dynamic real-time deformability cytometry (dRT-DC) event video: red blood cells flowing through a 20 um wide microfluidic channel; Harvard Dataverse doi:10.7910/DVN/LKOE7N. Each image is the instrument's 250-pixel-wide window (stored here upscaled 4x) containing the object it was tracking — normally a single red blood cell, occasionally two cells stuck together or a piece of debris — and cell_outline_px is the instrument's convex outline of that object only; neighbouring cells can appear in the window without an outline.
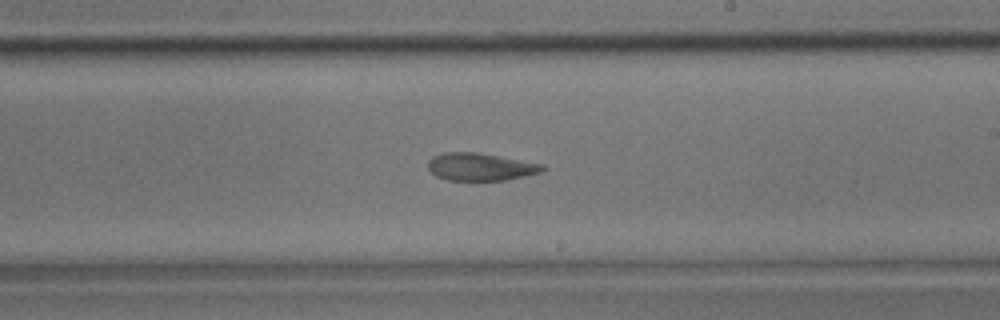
{"species": "common noctule bat (a hibernating species)", "species_latin": "Nyctalus noctula", "temperature_condition": "room temperature", "stored_images_in_passage": 25, "camera_frame_rate_fps": 3000, "um_per_image_px": 0.085, "animal": {"sex": "male", "body_mass_g": 17.9}, "frame": {"image": 1, "passage_image": 11, "time_ms": 3.333, "image_size_px": [1000, 320], "cell_outline_px": [[544, 168], [540, 172], [504, 180], [448, 180], [436, 176], [428, 168], [428, 160], [432, 156], [444, 152], [476, 152], [544, 164]], "centroid_in_image_um": [40.79, 14.17], "position_along_channel_um": 248.2, "area_um2": 18.21}}
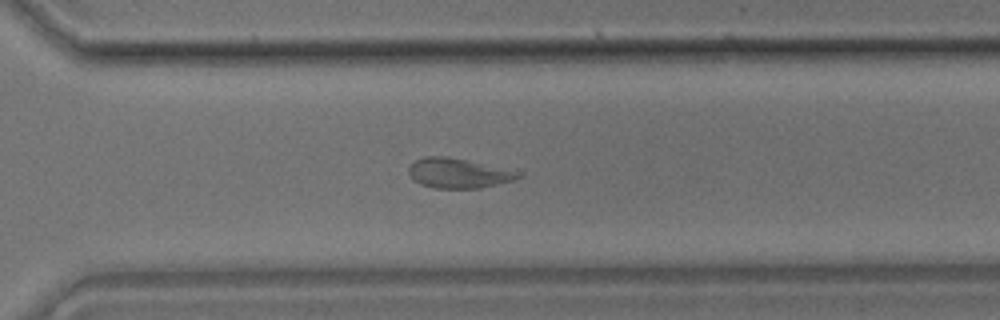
{"frame": {"image": 2, "passage_image": 15, "time_ms": 4.667, "image_size_px": [1000, 320], "cell_outline_px": [[524, 176], [512, 180], [480, 188], [432, 188], [420, 184], [412, 180], [408, 172], [408, 168], [416, 160], [424, 156], [444, 156], [468, 160], [520, 172]], "centroid_in_image_um": [38.92, 14.72], "position_along_channel_um": 331.7, "area_um2": 18.96}}
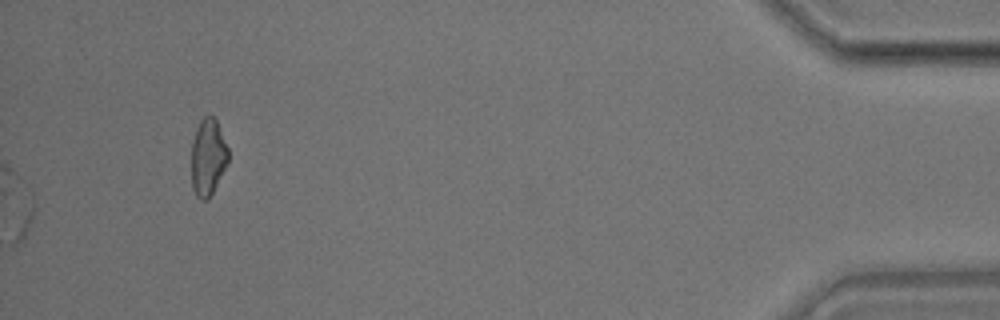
{"frame": {"image": 3, "passage_image": 25, "time_ms": 8.0, "image_size_px": [1000, 320], "cell_outline_px": [[228, 160], [208, 200], [200, 200], [196, 196], [192, 188], [192, 140], [196, 128], [200, 120], [204, 116], [212, 116], [216, 120], [228, 148]], "centroid_in_image_um": [17.65, 13.35], "position_along_channel_um": 417.5, "area_um2": 16.24}}